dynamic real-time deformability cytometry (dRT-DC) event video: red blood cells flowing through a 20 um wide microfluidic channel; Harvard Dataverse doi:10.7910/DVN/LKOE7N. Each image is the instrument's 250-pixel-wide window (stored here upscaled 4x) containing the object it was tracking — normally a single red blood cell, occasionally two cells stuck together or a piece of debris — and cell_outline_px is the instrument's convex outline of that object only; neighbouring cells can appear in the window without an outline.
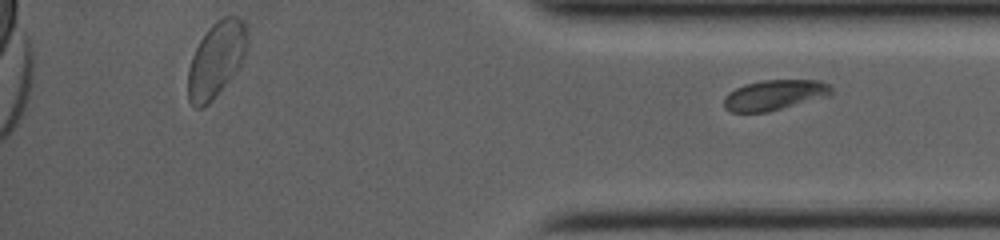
{"species": "common noctule bat (a hibernating species)", "species_latin": "Nyctalus noctula", "temperature_condition": "room temperature", "stored_images_in_passage": 25, "segment_of_instrument_passage": [2, 2], "camera_frame_rate_fps": 4000, "um_per_image_px": 0.085, "animal": {"sex": "female", "body_mass_g": 19.0, "forearm_length_mm": 53.3}, "frame": {"image": 1, "passage_image": 25, "time_ms": 11.25, "image_size_px": [1000, 240], "cell_outline_px": [[832, 96], [768, 112], [732, 112], [724, 108], [724, 96], [728, 92], [744, 84], [764, 80], [820, 80], [828, 84], [832, 88]], "centroid_in_image_um": [65.86, 8.08], "position_along_channel_um": 369.3, "area_um2": 19.25}}